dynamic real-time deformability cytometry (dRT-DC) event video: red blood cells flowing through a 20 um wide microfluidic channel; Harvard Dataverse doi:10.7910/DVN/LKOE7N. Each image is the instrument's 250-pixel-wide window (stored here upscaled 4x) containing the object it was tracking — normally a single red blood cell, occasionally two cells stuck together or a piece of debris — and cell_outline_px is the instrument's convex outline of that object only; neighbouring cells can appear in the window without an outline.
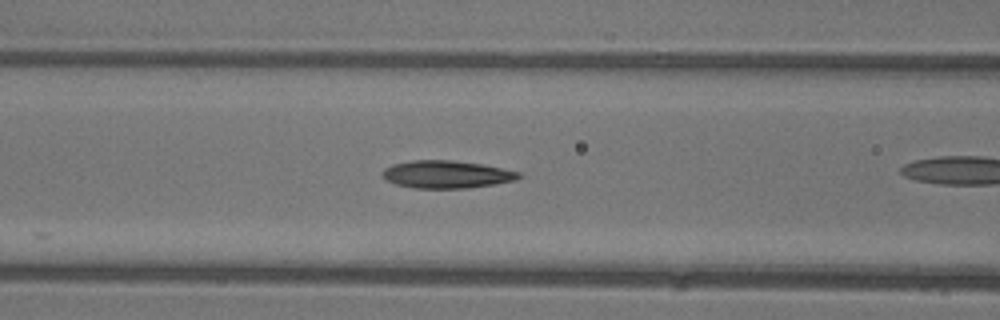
{"species": "common noctule bat (a hibernating species)", "species_latin": "Nyctalus noctula", "temperature_condition": "warm", "stored_images_in_passage": 12, "camera_frame_rate_fps": 3000, "um_per_image_px": 0.085, "animal": {"sex": "female"}, "frame": {"image": 1, "passage_image": 8, "time_ms": 2.333, "image_size_px": [1000, 320], "cell_outline_px": [[524, 176], [516, 180], [468, 188], [412, 188], [396, 184], [388, 180], [380, 172], [384, 168], [392, 164], [412, 160], [452, 160], [484, 164], [520, 172]], "centroid_in_image_um": [37.97, 14.81], "position_along_channel_um": 128.6, "area_um2": 22.02}}